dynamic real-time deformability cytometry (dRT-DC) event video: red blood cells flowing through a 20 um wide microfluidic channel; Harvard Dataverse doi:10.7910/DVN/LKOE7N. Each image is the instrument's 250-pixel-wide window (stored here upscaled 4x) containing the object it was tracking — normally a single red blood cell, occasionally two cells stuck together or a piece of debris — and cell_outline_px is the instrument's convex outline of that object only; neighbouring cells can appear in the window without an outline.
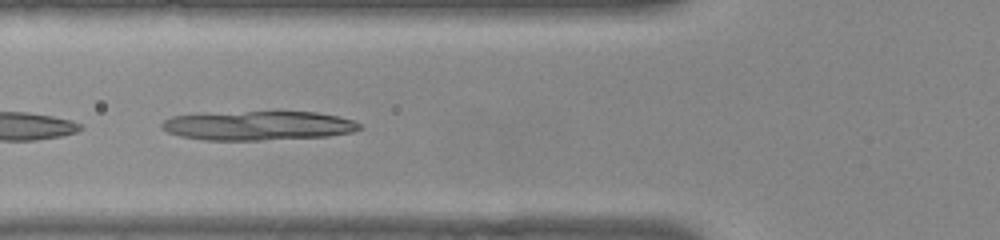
{"species": "common noctule bat (a hibernating species)", "species_latin": "Nyctalus noctula", "temperature_condition": "warm", "stored_images_in_passage": 26, "camera_frame_rate_fps": 3000, "um_per_image_px": 0.085, "animal": {"sex": "female", "body_mass_g": 22.0, "forearm_length_mm": 56.7}, "frame": {"image": 1, "passage_image": 19, "time_ms": 6.0, "image_size_px": [1000, 240], "cell_outline_px": [[364, 128], [352, 132], [328, 136], [260, 140], [204, 140], [180, 136], [168, 132], [160, 128], [160, 124], [164, 120], [172, 116], [244, 112], [316, 112], [336, 116], [352, 120], [360, 124]], "centroid_in_image_um": [21.96, 10.69], "position_along_channel_um": 103.8, "area_um2": 33.29}}